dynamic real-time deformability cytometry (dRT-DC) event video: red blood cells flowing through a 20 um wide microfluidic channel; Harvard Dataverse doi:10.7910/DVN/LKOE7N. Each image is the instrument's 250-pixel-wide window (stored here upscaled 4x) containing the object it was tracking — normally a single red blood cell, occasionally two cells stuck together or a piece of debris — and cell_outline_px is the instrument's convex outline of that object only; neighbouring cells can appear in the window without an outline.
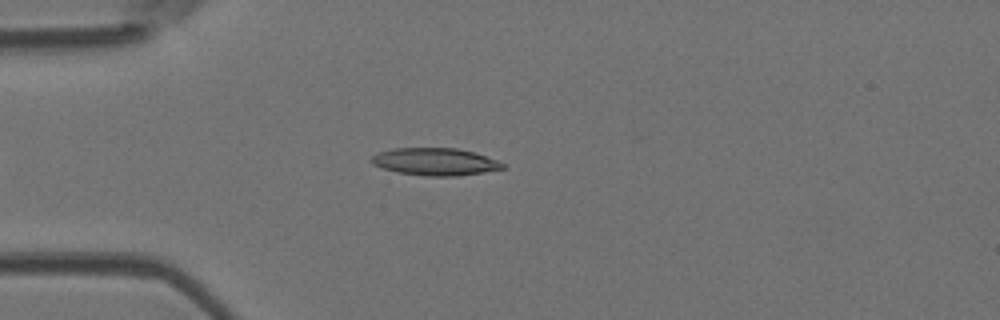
{"species": "Egyptian fruit bat (a non-hibernating species)", "species_latin": "Rousettus aegyptiacus", "temperature_condition": "room temperature", "stored_images_in_passage": 4, "camera_frame_rate_fps": 3000, "um_per_image_px": 0.085, "animal": {"sex": "female"}, "frame": {"image": 1, "passage_image": 3, "time_ms": 0.667, "image_size_px": [1000, 320], "cell_outline_px": [[504, 168], [484, 172], [456, 176], [424, 176], [396, 172], [372, 164], [368, 160], [372, 156], [380, 152], [392, 148], [456, 148], [476, 152], [496, 160], [504, 164]], "centroid_in_image_um": [36.96, 13.74], "position_along_channel_um": 48.0, "area_um2": 20.98}}